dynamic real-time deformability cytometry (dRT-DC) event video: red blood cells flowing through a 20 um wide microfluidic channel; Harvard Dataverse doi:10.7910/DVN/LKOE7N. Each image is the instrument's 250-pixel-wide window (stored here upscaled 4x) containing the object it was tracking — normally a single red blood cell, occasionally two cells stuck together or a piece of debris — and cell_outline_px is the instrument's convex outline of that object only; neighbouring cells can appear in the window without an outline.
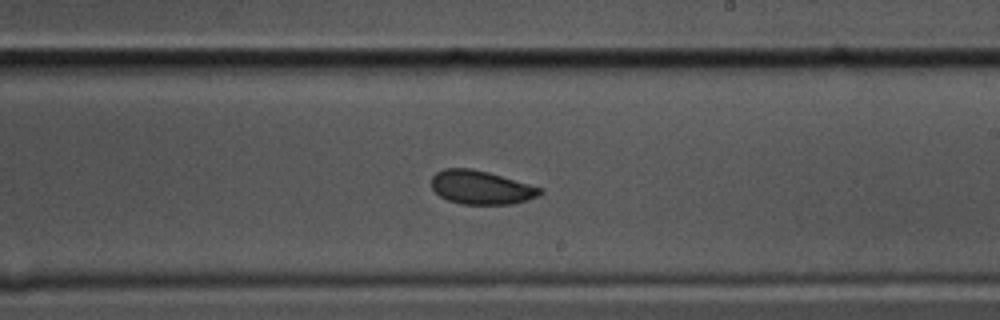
{"species": "common noctule bat (a hibernating species)", "species_latin": "Nyctalus noctula", "temperature_condition": "cold", "stored_images_in_passage": 44, "camera_frame_rate_fps": 3000, "um_per_image_px": 0.085, "animal": {"sex": "male", "body_mass_g": 17.5, "forearm_length_mm": 52.3}, "frame": {"image": 1, "passage_image": 30, "time_ms": 9.667, "image_size_px": [1000, 320], "cell_outline_px": [[544, 192], [540, 196], [528, 200], [512, 204], [464, 204], [448, 200], [440, 196], [432, 188], [432, 176], [436, 172], [444, 168], [468, 168], [488, 172], [544, 188]], "centroid_in_image_um": [40.93, 15.93], "position_along_channel_um": 248.1, "area_um2": 21.39}}
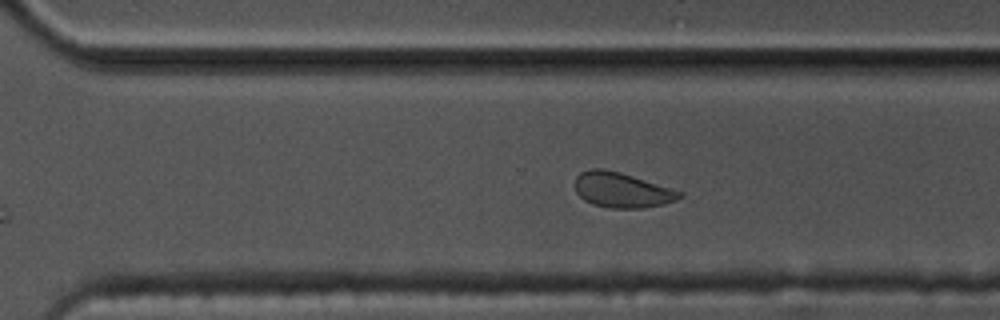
{"frame": {"image": 2, "passage_image": 36, "time_ms": 11.667, "image_size_px": [1000, 320], "cell_outline_px": [[684, 196], [676, 200], [664, 204], [644, 208], [608, 208], [592, 204], [584, 200], [576, 192], [572, 184], [576, 176], [580, 172], [592, 168], [600, 168], [620, 172], [672, 188], [684, 192]], "centroid_in_image_um": [52.84, 16.15], "position_along_channel_um": 317.8, "area_um2": 21.73}}
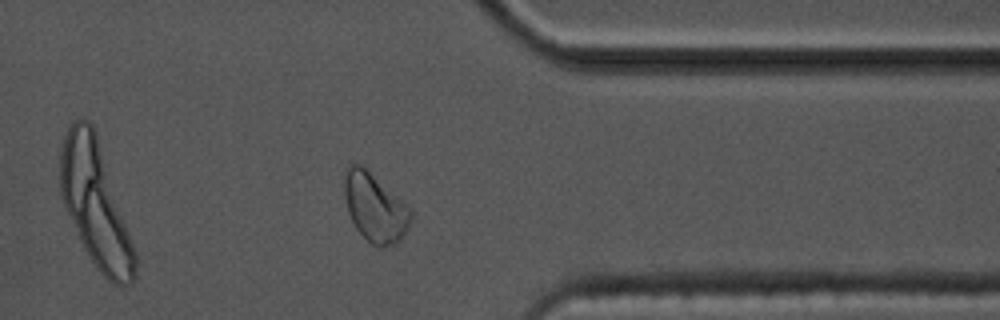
{"frame": {"image": 3, "passage_image": 42, "time_ms": 13.667, "image_size_px": [1000, 320], "cell_outline_px": [[412, 216], [408, 228], [400, 240], [392, 244], [380, 248], [372, 244], [356, 228], [348, 212], [344, 196], [344, 168], [352, 160], [368, 168], [412, 212]], "centroid_in_image_um": [31.81, 17.57], "position_along_channel_um": 379.6, "area_um2": 26.53}}